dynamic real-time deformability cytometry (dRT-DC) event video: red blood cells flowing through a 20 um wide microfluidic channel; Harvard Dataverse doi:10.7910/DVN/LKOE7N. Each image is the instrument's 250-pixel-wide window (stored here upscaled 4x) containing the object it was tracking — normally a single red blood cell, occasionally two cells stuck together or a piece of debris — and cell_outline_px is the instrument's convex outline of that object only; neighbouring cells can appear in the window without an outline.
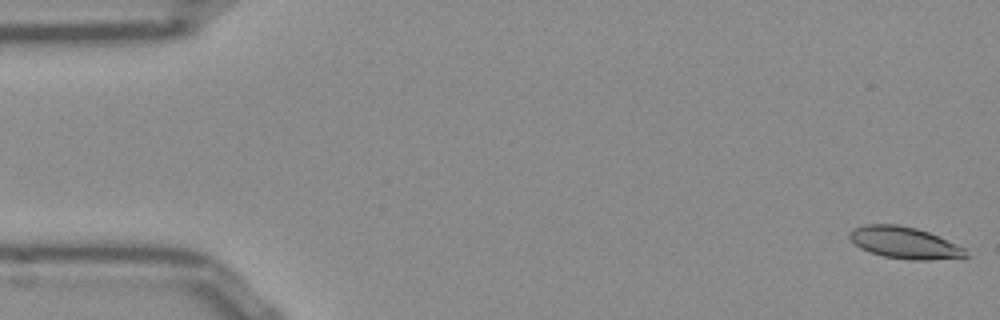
{"species": "Egyptian fruit bat (a non-hibernating species)", "species_latin": "Rousettus aegyptiacus", "temperature_condition": "room temperature", "stored_images_in_passage": 52, "camera_frame_rate_fps": 3000, "um_per_image_px": 0.085, "frame": {"image": 1, "passage_image": 1, "time_ms": 0.0, "image_size_px": [1000, 320], "cell_outline_px": [[968, 256], [964, 260], [908, 260], [884, 256], [860, 248], [848, 236], [852, 228], [864, 224], [896, 224], [916, 228], [928, 232], [956, 244], [964, 248]], "centroid_in_image_um": [76.94, 20.65], "position_along_channel_um": 8.1, "area_um2": 21.73}}
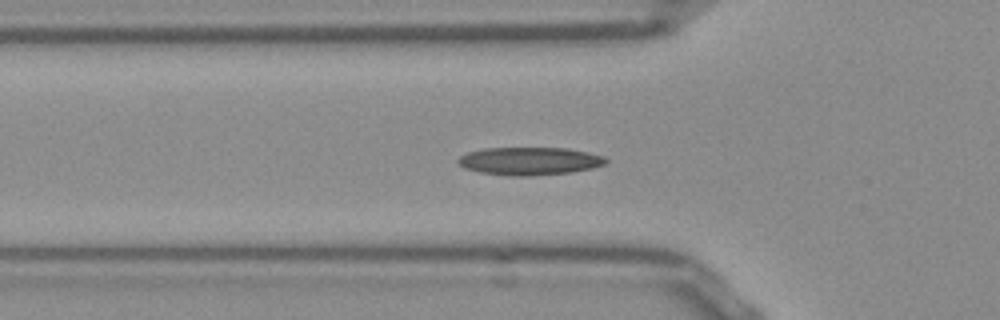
{"frame": {"image": 2, "passage_image": 17, "time_ms": 5.333, "image_size_px": [1000, 320], "cell_outline_px": [[608, 164], [592, 168], [572, 172], [528, 176], [508, 176], [480, 172], [464, 168], [456, 160], [460, 156], [468, 152], [484, 148], [564, 148], [604, 156], [608, 160]], "centroid_in_image_um": [45.01, 13.7], "position_along_channel_um": 80.8, "area_um2": 23.99}}
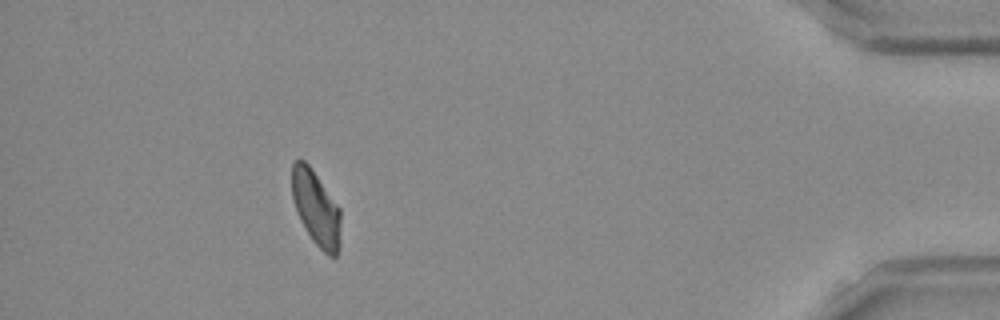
{"frame": {"image": 3, "passage_image": 47, "time_ms": 15.333, "image_size_px": [1000, 320], "cell_outline_px": [[340, 244], [336, 256], [328, 256], [312, 240], [300, 220], [296, 212], [292, 200], [292, 160], [304, 160], [308, 164], [340, 208]], "centroid_in_image_um": [26.85, 17.7], "position_along_channel_um": 408.4, "area_um2": 21.27}, "authors_computed_cell_mechanics": {"area_um2": 22.0218, "velocity_mm_per_s": 3.8685, "shape_relaxation_time_tau1_ms": 7.9616, "shape_relaxation_time_tau2_ms": 4.7557, "deformation_change_tau1": 0.1681, "deformation_change_tau2": 0.0958}}